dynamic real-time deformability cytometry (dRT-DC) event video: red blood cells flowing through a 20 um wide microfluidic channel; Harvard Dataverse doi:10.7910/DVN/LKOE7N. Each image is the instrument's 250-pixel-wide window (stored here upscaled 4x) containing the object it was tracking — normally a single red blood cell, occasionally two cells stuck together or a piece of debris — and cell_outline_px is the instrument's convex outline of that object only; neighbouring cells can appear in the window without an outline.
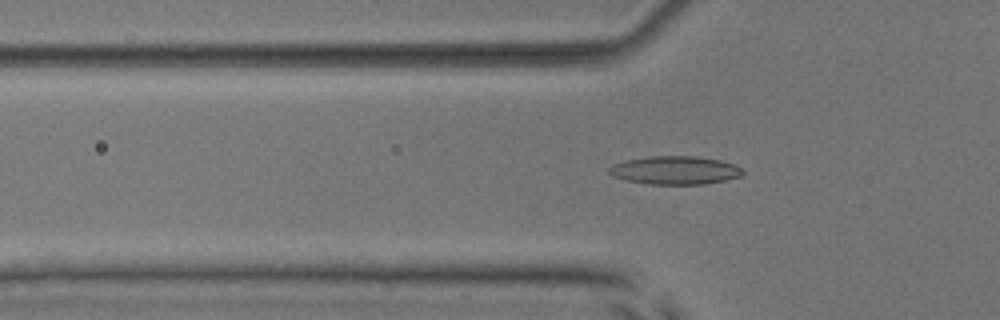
{"species": "common noctule bat (a hibernating species)", "species_latin": "Nyctalus noctula", "temperature_condition": "room temperature", "stored_images_in_passage": 41, "camera_frame_rate_fps": 3000, "um_per_image_px": 0.085, "animal": {"sex": "male", "body_mass_g": 17.9, "forearm_length_mm": 54.2}, "frame": {"image": 1, "passage_image": 13, "time_ms": 4.0, "image_size_px": [1000, 320], "cell_outline_px": [[744, 172], [740, 176], [724, 180], [704, 184], [648, 184], [628, 180], [612, 176], [608, 172], [608, 168], [612, 164], [624, 160], [648, 156], [696, 156], [720, 160], [732, 164], [740, 168]], "centroid_in_image_um": [57.32, 14.46], "position_along_channel_um": 68.5, "area_um2": 21.96}}
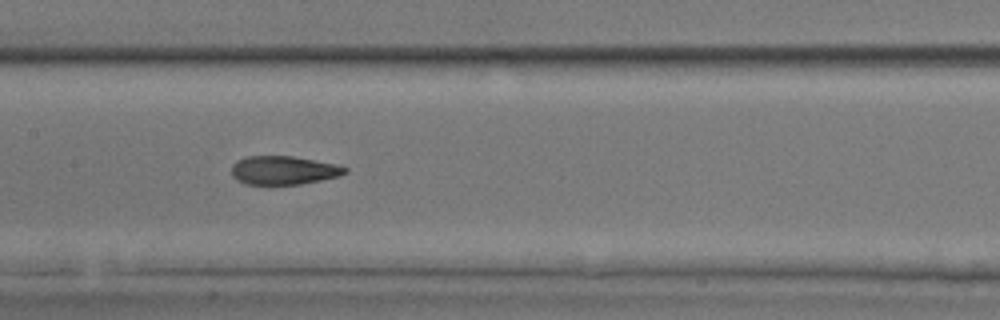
{"frame": {"image": 2, "passage_image": 22, "time_ms": 7.0, "image_size_px": [1000, 320], "cell_outline_px": [[348, 172], [340, 176], [300, 184], [244, 184], [236, 180], [232, 176], [232, 164], [236, 160], [244, 156], [292, 156], [340, 164], [348, 168]], "centroid_in_image_um": [24.11, 14.46], "position_along_channel_um": 183.3, "area_um2": 19.19}}
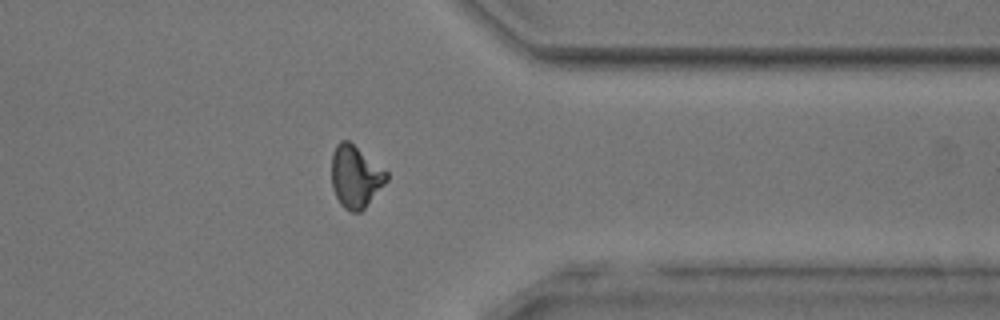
{"frame": {"image": 3, "passage_image": 38, "time_ms": 12.333, "image_size_px": [1000, 320], "cell_outline_px": [[388, 180], [364, 208], [360, 212], [352, 212], [344, 208], [340, 204], [332, 188], [332, 152], [336, 144], [340, 140], [348, 140], [388, 172]], "centroid_in_image_um": [30.2, 15.01], "position_along_channel_um": 381.2, "area_um2": 19.83}, "authors_computed_cell_mechanics": {"area_um2": 19.8254, "velocity_mm_per_s": 3.8524, "shape_relaxation_time_tau1_ms": 10.378, "shape_relaxation_time_tau2_ms": 1.5066, "deformation_change_tau1": 0.2642, "deformation_change_tau2": 0.0809}}